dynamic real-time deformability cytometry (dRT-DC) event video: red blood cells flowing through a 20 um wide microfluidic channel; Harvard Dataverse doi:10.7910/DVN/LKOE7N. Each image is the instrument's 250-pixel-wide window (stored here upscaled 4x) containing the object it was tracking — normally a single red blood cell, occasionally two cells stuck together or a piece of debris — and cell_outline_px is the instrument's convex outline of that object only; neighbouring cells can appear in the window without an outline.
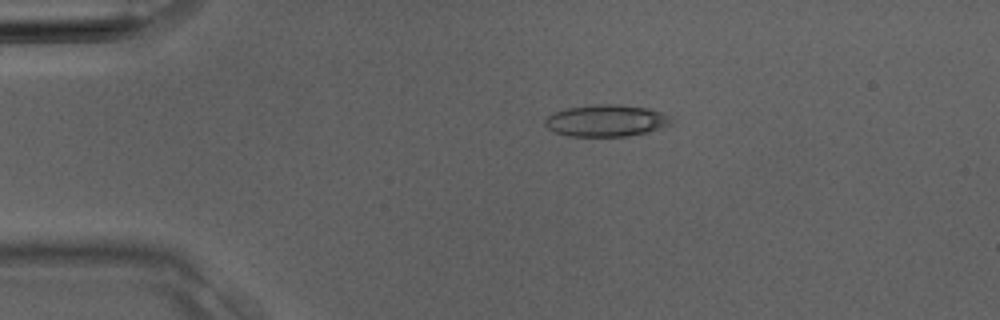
{"species": "Egyptian fruit bat (a non-hibernating species)", "species_latin": "Rousettus aegyptiacus", "temperature_condition": "room temperature", "stored_images_in_passage": 2, "camera_frame_rate_fps": 3000, "um_per_image_px": 0.085, "animal": {"sex": "male"}, "frame": {"image": 1, "passage_image": 1, "time_ms": 0.0, "image_size_px": [1000, 320], "cell_outline_px": [[672, 124], [648, 132], [628, 136], [568, 136], [556, 132], [548, 128], [544, 124], [544, 120], [552, 112], [568, 108], [596, 104], [620, 104], [648, 108], [664, 112], [672, 116]], "centroid_in_image_um": [51.57, 10.24], "position_along_channel_um": 33.4, "area_um2": 23.64}}